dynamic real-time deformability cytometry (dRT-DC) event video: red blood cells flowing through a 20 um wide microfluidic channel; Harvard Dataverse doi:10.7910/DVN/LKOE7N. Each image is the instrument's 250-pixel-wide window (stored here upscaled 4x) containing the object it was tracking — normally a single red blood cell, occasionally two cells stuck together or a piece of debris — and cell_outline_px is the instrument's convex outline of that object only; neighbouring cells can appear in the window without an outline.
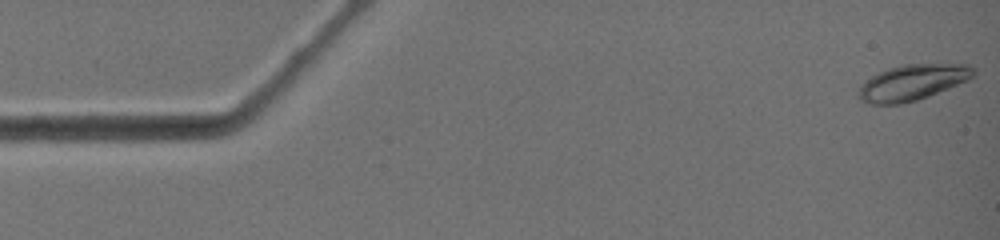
{"species": "common noctule bat (a hibernating species)", "species_latin": "Nyctalus noctula", "temperature_condition": "warm", "stored_images_in_passage": 2, "camera_frame_rate_fps": 3000, "um_per_image_px": 0.085, "animal": {"sex": "female", "body_mass_g": 19.0, "forearm_length_mm": 51.5}, "frame": {"image": 1, "passage_image": 1, "time_ms": 0.0, "image_size_px": [1000, 240], "cell_outline_px": [[976, 72], [968, 80], [928, 96], [916, 100], [900, 104], [864, 104], [860, 100], [860, 84], [872, 76], [888, 68], [900, 64], [968, 64], [976, 68]], "centroid_in_image_um": [77.56, 7.0], "position_along_channel_um": 7.4, "area_um2": 23.87}}